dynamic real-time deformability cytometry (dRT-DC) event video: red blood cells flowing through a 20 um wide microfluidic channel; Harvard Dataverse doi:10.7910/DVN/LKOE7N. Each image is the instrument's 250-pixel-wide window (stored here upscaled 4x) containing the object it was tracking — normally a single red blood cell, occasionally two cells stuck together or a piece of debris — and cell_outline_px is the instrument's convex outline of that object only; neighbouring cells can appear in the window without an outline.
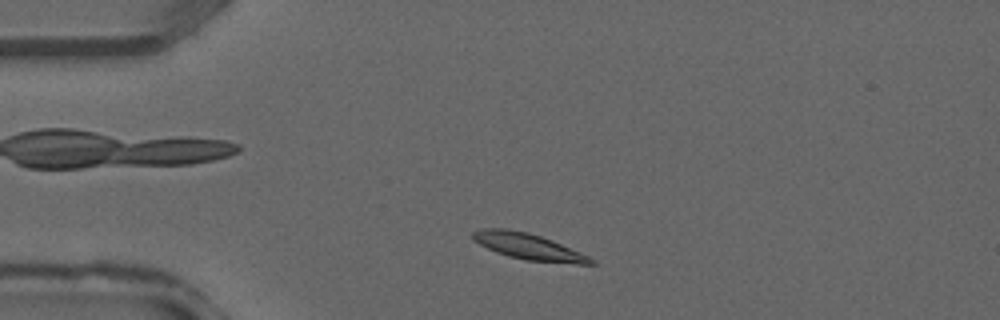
{"species": "common noctule bat (a hibernating species)", "species_latin": "Nyctalus noctula", "temperature_condition": "warm", "stored_images_in_passage": 32, "camera_frame_rate_fps": 3000, "um_per_image_px": 0.085, "animal": {"sex": "male", "forearm_length_mm": 52.5}, "frame": {"image": 1, "passage_image": 3, "time_ms": 0.667, "image_size_px": [1000, 320], "cell_outline_px": [[596, 264], [576, 264], [524, 260], [508, 256], [496, 252], [472, 240], [472, 232], [484, 228], [504, 228], [528, 232], [552, 240], [580, 252], [596, 260]], "centroid_in_image_um": [44.93, 20.96], "position_along_channel_um": 40.1, "area_um2": 18.03}}
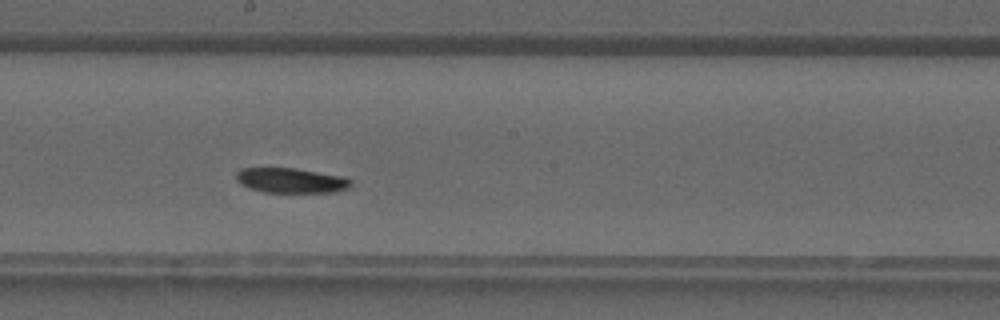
{"frame": {"image": 2, "passage_image": 15, "time_ms": 4.667, "image_size_px": [1000, 320], "cell_outline_px": [[352, 184], [348, 188], [336, 192], [264, 192], [248, 188], [240, 184], [236, 180], [236, 172], [240, 168], [296, 168], [344, 176], [352, 180]], "centroid_in_image_um": [24.74, 15.33], "position_along_channel_um": 223.5, "area_um2": 16.88}}
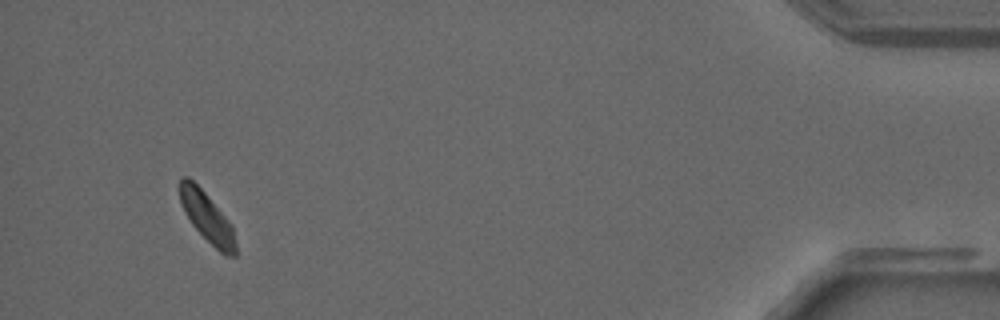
{"frame": {"image": 3, "passage_image": 30, "time_ms": 9.667, "image_size_px": [1000, 320], "cell_outline_px": [[236, 256], [224, 256], [192, 224], [184, 212], [180, 204], [180, 176], [188, 176], [204, 192], [232, 224], [236, 244]], "centroid_in_image_um": [17.6, 18.47], "position_along_channel_um": 417.6, "area_um2": 16.01}}